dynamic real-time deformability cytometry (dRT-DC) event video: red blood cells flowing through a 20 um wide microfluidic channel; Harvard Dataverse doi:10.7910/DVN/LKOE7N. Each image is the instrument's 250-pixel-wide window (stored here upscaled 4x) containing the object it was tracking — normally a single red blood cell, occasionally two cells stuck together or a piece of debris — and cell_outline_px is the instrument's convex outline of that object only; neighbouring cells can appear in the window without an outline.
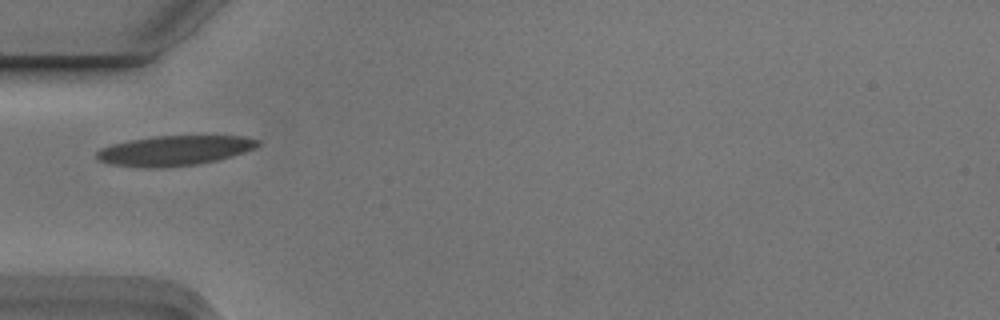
{"species": "Egyptian fruit bat (a non-hibernating species)", "species_latin": "Rousettus aegyptiacus", "temperature_condition": "cold", "stored_images_in_passage": 6, "camera_frame_rate_fps": 3000, "um_per_image_px": 0.085, "animal": {"sex": "male"}, "frame": {"image": 1, "passage_image": 3, "time_ms": 0.667, "image_size_px": [1000, 320], "cell_outline_px": [[260, 144], [244, 152], [232, 156], [216, 160], [196, 164], [164, 168], [144, 168], [108, 164], [100, 160], [96, 156], [96, 152], [100, 148], [112, 144], [128, 140], [156, 136], [244, 136], [260, 140]], "centroid_in_image_um": [14.79, 12.8], "position_along_channel_um": 70.2, "area_um2": 28.15}}
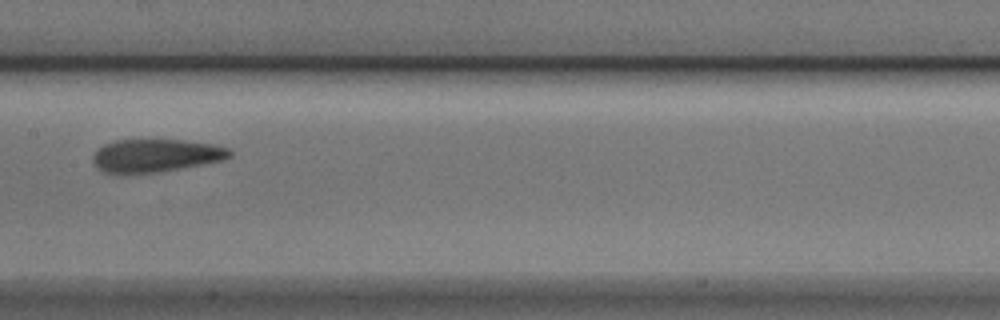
{"frame": {"image": 2, "passage_image": 6, "time_ms": 1.667, "image_size_px": [1000, 320], "cell_outline_px": [[232, 156], [224, 160], [160, 172], [120, 176], [104, 172], [92, 160], [92, 156], [96, 148], [104, 144], [116, 140], [180, 140], [212, 144], [228, 148], [232, 152]], "centroid_in_image_um": [13.19, 13.25], "position_along_channel_um": 194.2, "area_um2": 26.76}}